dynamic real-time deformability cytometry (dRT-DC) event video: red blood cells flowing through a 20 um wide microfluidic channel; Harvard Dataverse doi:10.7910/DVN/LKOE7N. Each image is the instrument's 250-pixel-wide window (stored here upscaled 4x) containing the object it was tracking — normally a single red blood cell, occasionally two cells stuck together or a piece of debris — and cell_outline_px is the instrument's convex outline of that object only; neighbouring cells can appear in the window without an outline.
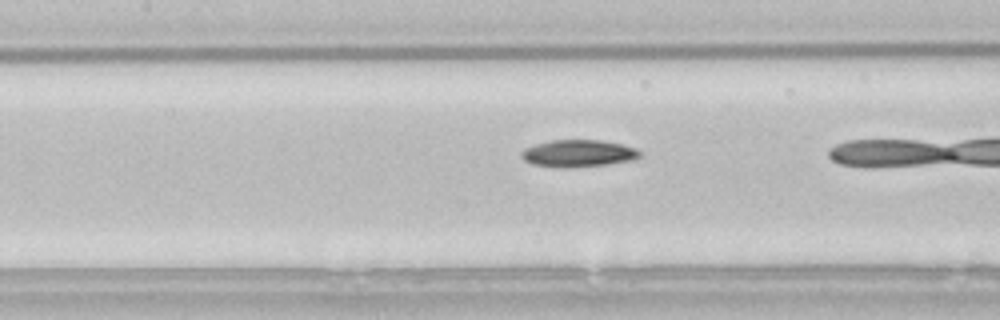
{"species": "common noctule bat (a hibernating species)", "species_latin": "Nyctalus noctula", "temperature_condition": "room temperature", "stored_images_in_passage": 21, "camera_frame_rate_fps": 3000, "um_per_image_px": 0.085, "animal": {"sex": "male", "body_mass_g": 21.5, "forearm_length_mm": 52.0}, "frame": {"image": 1, "passage_image": 20, "time_ms": 6.333, "image_size_px": [1000, 320], "cell_outline_px": [[640, 156], [628, 160], [604, 164], [568, 168], [564, 168], [532, 164], [524, 160], [520, 156], [520, 152], [524, 148], [536, 144], [552, 140], [600, 140], [624, 144], [636, 148], [640, 152]], "centroid_in_image_um": [49.1, 13.03], "position_along_channel_um": 158.3, "area_um2": 18.55}}